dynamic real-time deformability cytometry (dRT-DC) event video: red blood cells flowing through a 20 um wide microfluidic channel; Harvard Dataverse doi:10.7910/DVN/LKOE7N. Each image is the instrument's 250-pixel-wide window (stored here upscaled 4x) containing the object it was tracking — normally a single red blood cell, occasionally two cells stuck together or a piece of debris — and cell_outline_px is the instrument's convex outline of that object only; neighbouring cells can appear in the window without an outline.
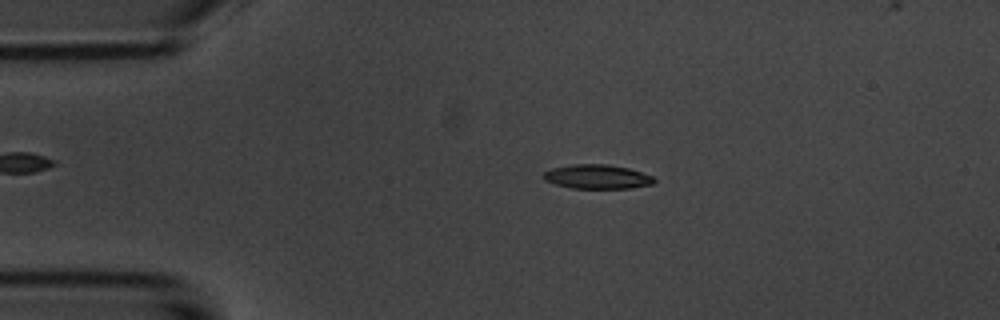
{"species": "common noctule bat (a hibernating species)", "species_latin": "Nyctalus noctula", "temperature_condition": "room temperature", "stored_images_in_passage": 5, "camera_frame_rate_fps": 3000, "um_per_image_px": 0.085, "animal": {"sex": "male", "body_mass_g": 20.1, "forearm_length_mm": 53.5}, "frame": {"image": 1, "passage_image": 3, "time_ms": 2.333, "image_size_px": [1000, 320], "cell_outline_px": [[656, 180], [652, 184], [632, 188], [572, 188], [556, 184], [544, 180], [544, 172], [552, 168], [572, 164], [608, 164], [628, 168], [652, 176]], "centroid_in_image_um": [50.76, 15.02], "position_along_channel_um": 34.2, "area_um2": 15.49}}